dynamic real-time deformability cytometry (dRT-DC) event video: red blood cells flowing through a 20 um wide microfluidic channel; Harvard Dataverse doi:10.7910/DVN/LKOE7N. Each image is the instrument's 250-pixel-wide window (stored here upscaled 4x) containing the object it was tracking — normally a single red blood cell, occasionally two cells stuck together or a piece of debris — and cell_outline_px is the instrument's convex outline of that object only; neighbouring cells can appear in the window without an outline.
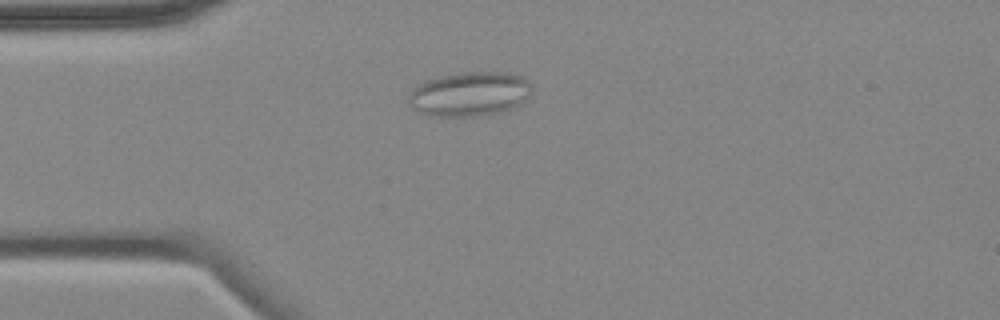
{"species": "common noctule bat (a hibernating species)", "species_latin": "Nyctalus noctula", "temperature_condition": "cold", "stored_images_in_passage": 6, "camera_frame_rate_fps": 3000, "um_per_image_px": 0.085, "animal": {"sex": "female", "body_mass_g": 18.4}, "frame": {"image": 1, "passage_image": 1, "time_ms": 0.0, "image_size_px": [1000, 320], "cell_outline_px": [[532, 88], [524, 104], [516, 108], [500, 112], [472, 116], [428, 116], [416, 112], [408, 104], [408, 96], [416, 84], [424, 80], [440, 76], [460, 72], [508, 72], [520, 76]], "centroid_in_image_um": [39.87, 8.0], "position_along_channel_um": 45.1, "area_um2": 32.31}}